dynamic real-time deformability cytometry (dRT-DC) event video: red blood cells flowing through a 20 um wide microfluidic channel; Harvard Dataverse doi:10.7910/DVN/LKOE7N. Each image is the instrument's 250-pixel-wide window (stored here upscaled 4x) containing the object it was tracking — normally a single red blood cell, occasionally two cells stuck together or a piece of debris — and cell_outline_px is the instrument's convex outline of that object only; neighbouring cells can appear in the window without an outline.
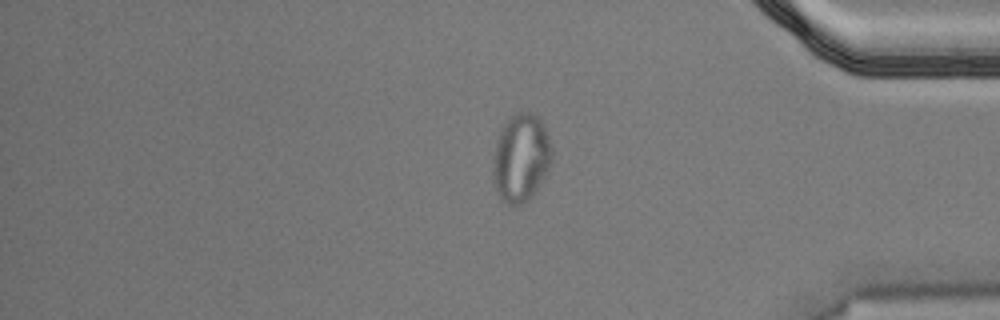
{"species": "Egyptian fruit bat (a non-hibernating species)", "species_latin": "Rousettus aegyptiacus", "temperature_condition": "cold", "stored_images_in_passage": 55, "segment_of_instrument_passage": [2, 2], "camera_frame_rate_fps": 3000, "um_per_image_px": 0.085, "animal": {"sex": "male"}, "frame": {"image": 1, "passage_image": 46, "time_ms": 15.0, "image_size_px": [1000, 320], "cell_outline_px": [[552, 160], [540, 184], [532, 196], [520, 204], [508, 204], [500, 200], [496, 192], [492, 180], [492, 156], [496, 140], [508, 116], [516, 112], [528, 112], [536, 116], [544, 124], [552, 148]], "centroid_in_image_um": [44.24, 13.41], "position_along_channel_um": 391.0, "area_um2": 30.58}}